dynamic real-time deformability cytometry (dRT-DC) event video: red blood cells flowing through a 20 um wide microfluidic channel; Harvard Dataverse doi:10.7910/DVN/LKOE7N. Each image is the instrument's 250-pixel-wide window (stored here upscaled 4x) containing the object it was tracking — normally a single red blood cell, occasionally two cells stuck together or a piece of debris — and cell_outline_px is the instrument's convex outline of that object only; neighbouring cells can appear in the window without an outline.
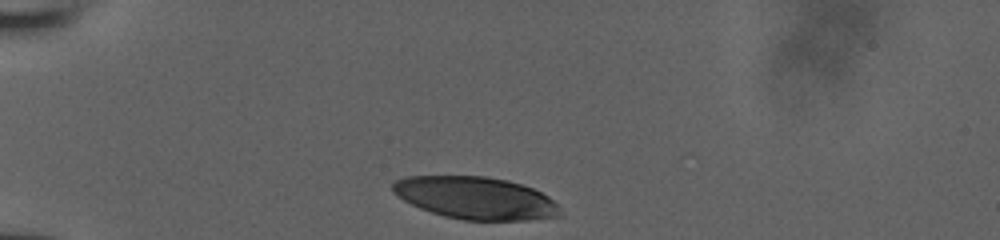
{"species": "human", "species_latin": "Homo sapiens", "temperature_condition": "room temperature", "stored_images_in_passage": 30, "camera_frame_rate_fps": 3000, "um_per_image_px": 0.085, "donor": {"sex": "male"}, "frame": {"image": 1, "passage_image": 1, "time_ms": 0.0, "image_size_px": [1000, 240], "cell_outline_px": [[560, 216], [528, 220], [464, 220], [444, 216], [420, 208], [396, 196], [392, 192], [392, 184], [396, 180], [404, 176], [484, 176], [508, 180], [532, 188], [548, 196], [556, 204]], "centroid_in_image_um": [40.38, 16.82], "position_along_channel_um": 44.6, "area_um2": 41.15}}
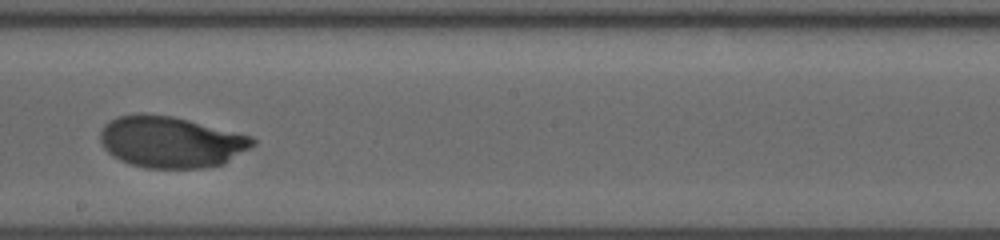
{"frame": {"image": 2, "passage_image": 18, "time_ms": 5.667, "image_size_px": [1000, 240], "cell_outline_px": [[256, 144], [224, 164], [204, 168], [144, 168], [128, 164], [112, 156], [104, 148], [100, 140], [100, 132], [104, 124], [120, 116], [144, 112], [172, 116], [252, 136], [256, 140]], "centroid_in_image_um": [14.52, 12.07], "position_along_channel_um": 233.7, "area_um2": 45.84}}
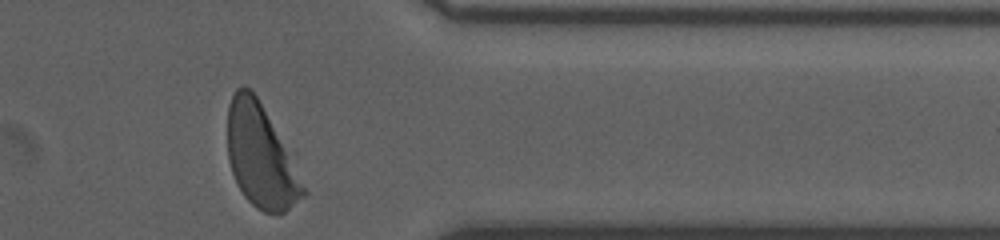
{"frame": {"image": 3, "passage_image": 30, "time_ms": 9.667, "image_size_px": [1000, 240], "cell_outline_px": [[308, 192], [304, 196], [280, 216], [264, 212], [256, 208], [244, 196], [236, 184], [228, 160], [228, 104], [236, 88], [244, 84], [252, 88]], "centroid_in_image_um": [22.11, 13.32], "position_along_channel_um": 389.3, "area_um2": 44.51}}